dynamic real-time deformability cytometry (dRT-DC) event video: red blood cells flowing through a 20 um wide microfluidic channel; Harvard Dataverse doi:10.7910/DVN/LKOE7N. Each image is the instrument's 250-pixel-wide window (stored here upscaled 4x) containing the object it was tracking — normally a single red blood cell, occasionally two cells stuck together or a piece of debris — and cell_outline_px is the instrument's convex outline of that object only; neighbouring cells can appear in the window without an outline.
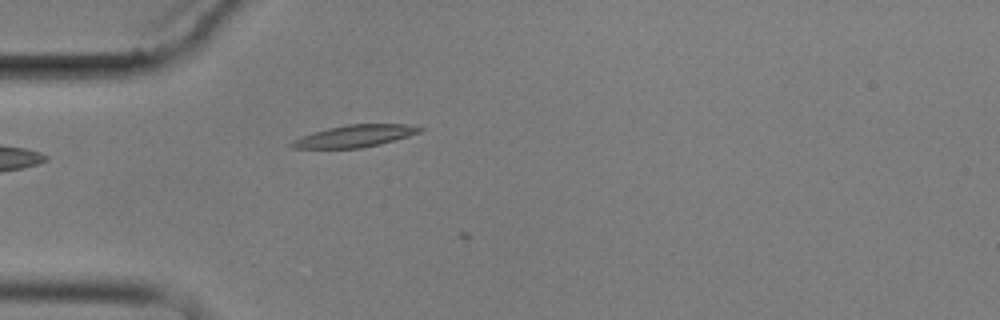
{"species": "common noctule bat (a hibernating species)", "species_latin": "Nyctalus noctula", "temperature_condition": "cold", "stored_images_in_passage": 4, "camera_frame_rate_fps": 3000, "um_per_image_px": 0.085, "animal": {"sex": "male", "body_mass_g": 17.9}, "frame": {"image": 1, "passage_image": 4, "time_ms": 4.667, "image_size_px": [1000, 320], "cell_outline_px": [[424, 128], [420, 132], [408, 136], [380, 144], [360, 148], [292, 148], [288, 144], [292, 140], [300, 136], [328, 128], [348, 124], [408, 124]], "centroid_in_image_um": [30.13, 11.56], "position_along_channel_um": 54.9, "area_um2": 16.42}}